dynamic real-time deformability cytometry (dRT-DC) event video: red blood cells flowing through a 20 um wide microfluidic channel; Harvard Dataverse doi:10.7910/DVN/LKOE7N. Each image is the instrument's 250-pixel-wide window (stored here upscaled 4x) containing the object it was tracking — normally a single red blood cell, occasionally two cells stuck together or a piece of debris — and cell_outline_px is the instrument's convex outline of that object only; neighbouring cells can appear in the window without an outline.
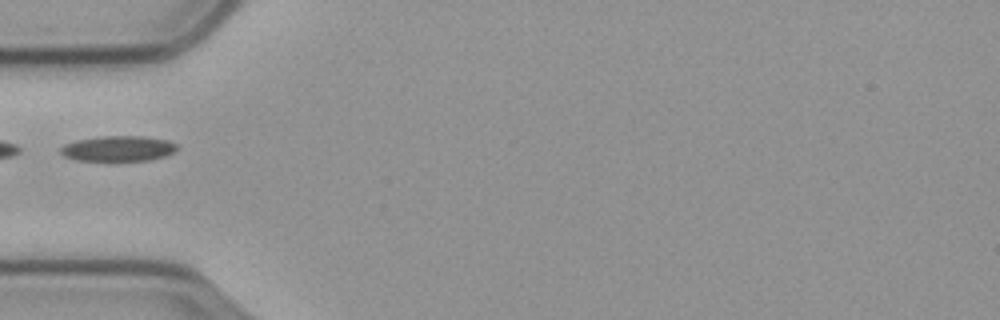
{"species": "common noctule bat (a hibernating species)", "species_latin": "Nyctalus noctula", "temperature_condition": "cold", "stored_images_in_passage": 39, "camera_frame_rate_fps": 3000, "um_per_image_px": 0.085, "animal": {"sex": "male", "body_mass_g": 23.1, "forearm_length_mm": 52.7}, "frame": {"image": 1, "passage_image": 1, "time_ms": 0.0, "image_size_px": [1000, 320], "cell_outline_px": [[180, 148], [176, 152], [164, 156], [148, 160], [76, 160], [64, 156], [60, 152], [60, 148], [64, 144], [76, 140], [100, 136], [144, 136], [168, 140], [176, 144]], "centroid_in_image_um": [10.07, 12.61], "position_along_channel_um": 74.9, "area_um2": 17.28}}